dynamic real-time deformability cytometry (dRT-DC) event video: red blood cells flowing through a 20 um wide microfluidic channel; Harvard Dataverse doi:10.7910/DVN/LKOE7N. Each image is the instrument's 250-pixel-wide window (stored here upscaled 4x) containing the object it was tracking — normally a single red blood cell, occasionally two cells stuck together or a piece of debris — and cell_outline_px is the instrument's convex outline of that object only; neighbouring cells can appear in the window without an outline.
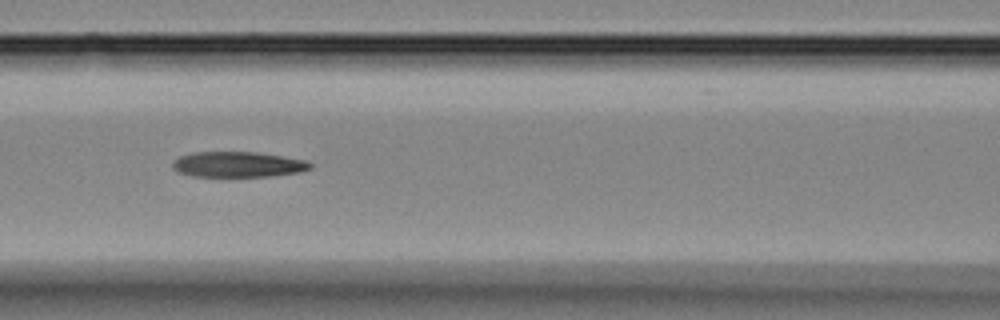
{"species": "Egyptian fruit bat (a non-hibernating species)", "species_latin": "Rousettus aegyptiacus", "temperature_condition": "room temperature", "stored_images_in_passage": 29, "camera_frame_rate_fps": 3000, "um_per_image_px": 0.085, "animal": {"sex": "female"}, "frame": {"image": 1, "passage_image": 17, "time_ms": 5.333, "image_size_px": [1000, 320], "cell_outline_px": [[312, 168], [300, 172], [272, 176], [192, 176], [180, 172], [172, 168], [172, 160], [180, 156], [192, 152], [256, 152], [308, 160], [312, 164]], "centroid_in_image_um": [20.24, 13.97], "position_along_channel_um": 146.4, "area_um2": 20.52}}
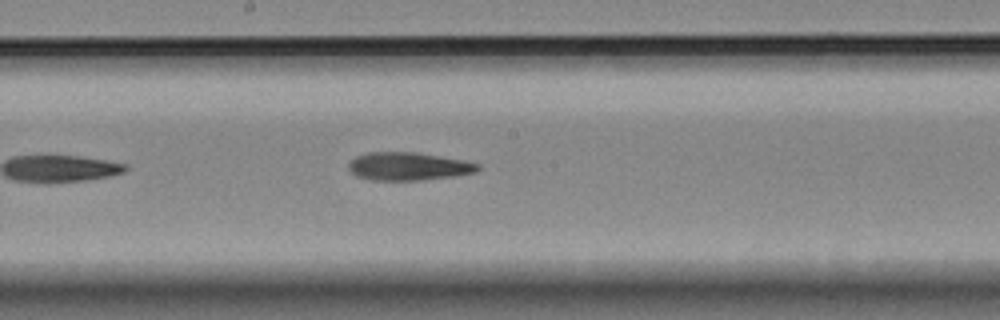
{"frame": {"image": 2, "passage_image": 21, "time_ms": 6.667, "image_size_px": [1000, 320], "cell_outline_px": [[480, 168], [476, 172], [452, 176], [420, 180], [368, 180], [356, 176], [348, 168], [348, 164], [356, 156], [368, 152], [416, 152], [464, 160], [480, 164]], "centroid_in_image_um": [34.7, 14.14], "position_along_channel_um": 213.5, "area_um2": 21.1}}